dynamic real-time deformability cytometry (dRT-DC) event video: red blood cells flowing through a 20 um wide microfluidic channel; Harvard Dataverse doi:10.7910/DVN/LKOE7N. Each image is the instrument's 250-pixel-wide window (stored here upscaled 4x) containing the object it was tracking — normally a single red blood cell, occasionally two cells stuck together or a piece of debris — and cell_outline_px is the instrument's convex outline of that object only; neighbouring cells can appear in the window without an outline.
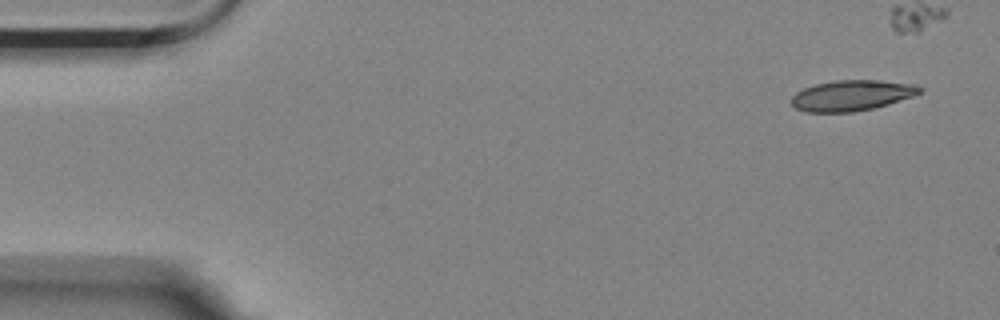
{"species": "Egyptian fruit bat (a non-hibernating species)", "species_latin": "Rousettus aegyptiacus", "temperature_condition": "room temperature", "stored_images_in_passage": 12, "camera_frame_rate_fps": 3000, "um_per_image_px": 0.085, "animal": {"sex": "female"}, "frame": {"image": 1, "passage_image": 1, "time_ms": 0.0, "image_size_px": [1000, 320], "cell_outline_px": [[924, 88], [920, 92], [912, 96], [888, 104], [872, 108], [852, 112], [804, 112], [796, 108], [788, 100], [796, 92], [804, 88], [816, 84], [836, 80], [880, 80], [916, 84]], "centroid_in_image_um": [72.38, 8.11], "position_along_channel_um": 12.6, "area_um2": 22.95}}